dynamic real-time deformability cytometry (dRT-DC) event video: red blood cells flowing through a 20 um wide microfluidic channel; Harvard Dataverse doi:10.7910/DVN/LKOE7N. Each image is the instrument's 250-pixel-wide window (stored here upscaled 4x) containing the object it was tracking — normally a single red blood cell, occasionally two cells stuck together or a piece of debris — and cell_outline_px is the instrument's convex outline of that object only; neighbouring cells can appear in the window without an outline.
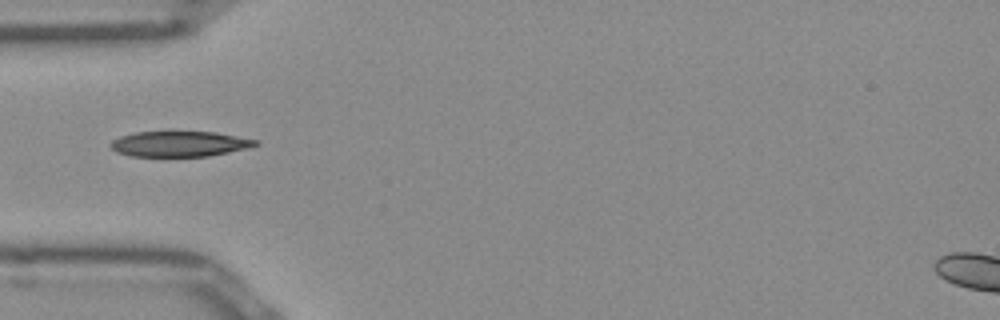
{"species": "Egyptian fruit bat (a non-hibernating species)", "species_latin": "Rousettus aegyptiacus", "temperature_condition": "room temperature", "stored_images_in_passage": 12, "camera_frame_rate_fps": 3000, "um_per_image_px": 0.085, "frame": {"image": 1, "passage_image": 1, "time_ms": 0.0, "image_size_px": [1000, 320], "cell_outline_px": [[260, 144], [248, 148], [208, 156], [132, 156], [116, 152], [112, 148], [112, 140], [120, 136], [136, 132], [212, 132], [260, 140]], "centroid_in_image_um": [15.29, 12.23], "position_along_channel_um": 69.7, "area_um2": 21.27}}
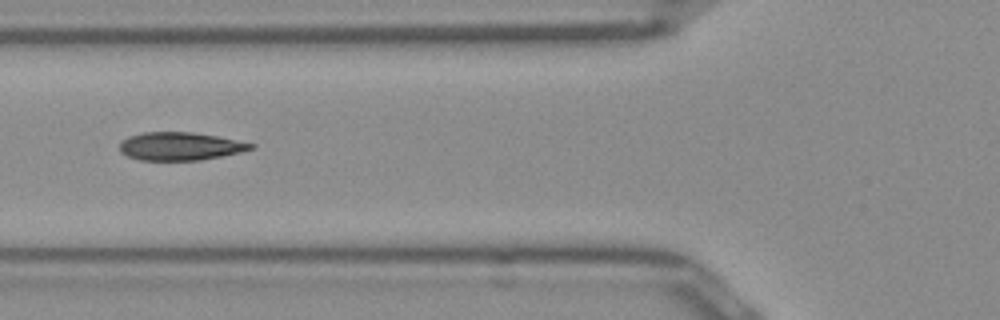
{"frame": {"image": 2, "passage_image": 4, "time_ms": 1.0, "image_size_px": [1000, 320], "cell_outline_px": [[256, 144], [252, 148], [240, 152], [224, 156], [200, 160], [140, 160], [128, 156], [120, 152], [120, 140], [128, 136], [144, 132], [192, 132], [216, 136]], "centroid_in_image_um": [15.28, 12.43], "position_along_channel_um": 110.5, "area_um2": 21.44}}
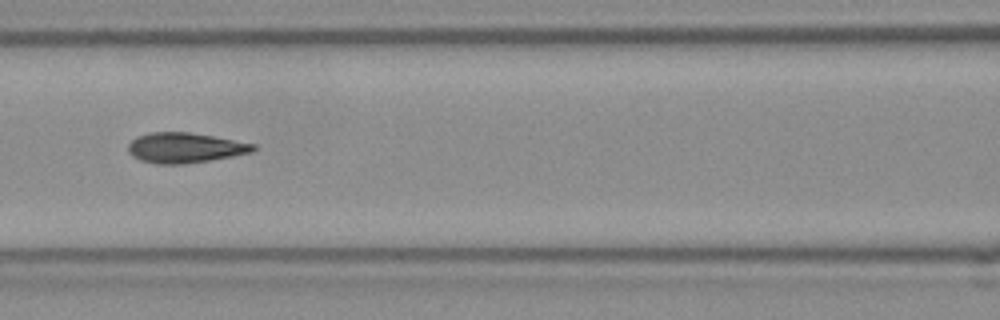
{"frame": {"image": 3, "passage_image": 7, "time_ms": 2.0, "image_size_px": [1000, 320], "cell_outline_px": [[256, 148], [252, 152], [232, 156], [184, 164], [156, 164], [140, 160], [132, 156], [128, 152], [128, 144], [136, 136], [152, 132], [188, 132], [212, 136], [256, 144]], "centroid_in_image_um": [15.68, 12.56], "position_along_channel_um": 150.9, "area_um2": 21.91}}